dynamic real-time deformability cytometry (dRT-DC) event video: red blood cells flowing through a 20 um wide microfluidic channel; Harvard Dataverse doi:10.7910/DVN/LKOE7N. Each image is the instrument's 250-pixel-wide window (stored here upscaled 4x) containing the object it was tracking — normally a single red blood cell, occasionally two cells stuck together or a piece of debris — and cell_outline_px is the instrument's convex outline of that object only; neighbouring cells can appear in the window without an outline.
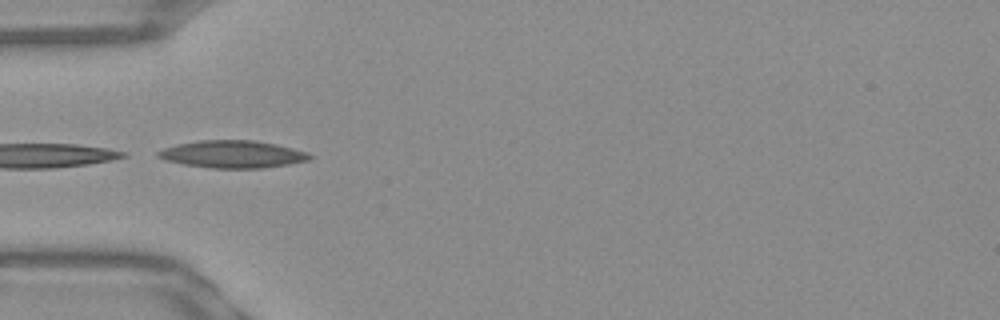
{"species": "Egyptian fruit bat (a non-hibernating species)", "species_latin": "Rousettus aegyptiacus", "temperature_condition": "warm", "stored_images_in_passage": 7, "camera_frame_rate_fps": 3000, "um_per_image_px": 0.085, "frame": {"image": 1, "passage_image": 1, "time_ms": 0.0, "image_size_px": [1000, 320], "cell_outline_px": [[312, 160], [264, 168], [208, 168], [184, 164], [168, 160], [156, 156], [156, 152], [164, 148], [176, 144], [200, 140], [252, 140], [276, 144], [308, 152], [312, 156]], "centroid_in_image_um": [19.79, 13.11], "position_along_channel_um": 65.2, "area_um2": 24.22}}